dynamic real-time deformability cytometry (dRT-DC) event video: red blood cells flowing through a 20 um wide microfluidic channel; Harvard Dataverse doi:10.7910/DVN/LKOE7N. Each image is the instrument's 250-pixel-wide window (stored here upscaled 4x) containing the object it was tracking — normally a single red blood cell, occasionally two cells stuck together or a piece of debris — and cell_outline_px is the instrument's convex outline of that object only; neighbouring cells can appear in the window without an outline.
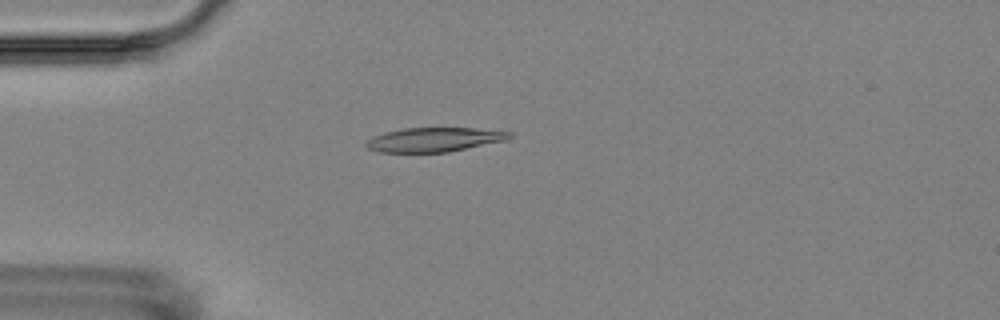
{"species": "Egyptian fruit bat (a non-hibernating species)", "species_latin": "Rousettus aegyptiacus", "temperature_condition": "room temperature", "stored_images_in_passage": 4, "camera_frame_rate_fps": 3000, "um_per_image_px": 0.085, "animal": {"sex": "female"}, "frame": {"image": 1, "passage_image": 4, "time_ms": 4.333, "image_size_px": [1000, 320], "cell_outline_px": [[512, 136], [504, 140], [448, 152], [380, 152], [368, 148], [364, 144], [364, 140], [372, 136], [384, 132], [404, 128], [476, 128], [512, 132]], "centroid_in_image_um": [36.83, 11.86], "position_along_channel_um": 48.2, "area_um2": 20.17}}